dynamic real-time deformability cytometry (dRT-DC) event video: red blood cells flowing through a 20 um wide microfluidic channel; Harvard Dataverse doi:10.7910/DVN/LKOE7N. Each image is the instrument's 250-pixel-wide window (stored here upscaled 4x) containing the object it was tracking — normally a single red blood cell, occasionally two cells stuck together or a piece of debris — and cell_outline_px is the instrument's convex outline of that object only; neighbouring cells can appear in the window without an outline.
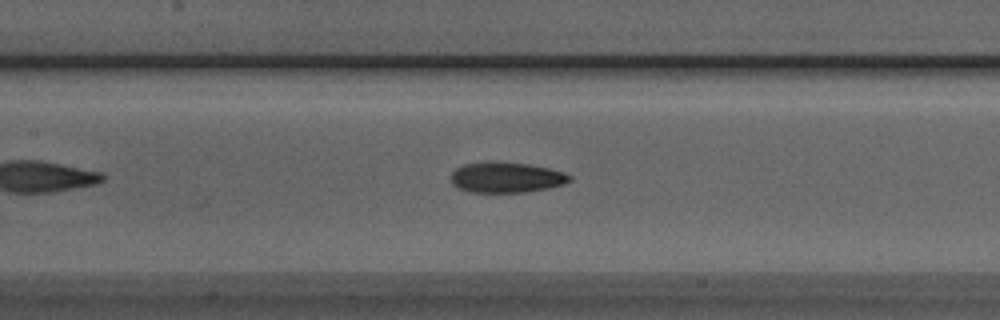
{"species": "Egyptian fruit bat (a non-hibernating species)", "species_latin": "Rousettus aegyptiacus", "temperature_condition": "room temperature", "stored_images_in_passage": 41, "camera_frame_rate_fps": 3000, "um_per_image_px": 0.085, "animal": {"sex": "male"}, "frame": {"image": 1, "passage_image": 14, "time_ms": 4.333, "image_size_px": [1000, 320], "cell_outline_px": [[572, 180], [564, 184], [548, 188], [524, 192], [472, 192], [456, 188], [452, 184], [452, 172], [456, 168], [464, 164], [528, 164], [548, 168], [564, 172], [572, 176]], "centroid_in_image_um": [43.07, 15.12], "position_along_channel_um": 164.3, "area_um2": 20.4}}
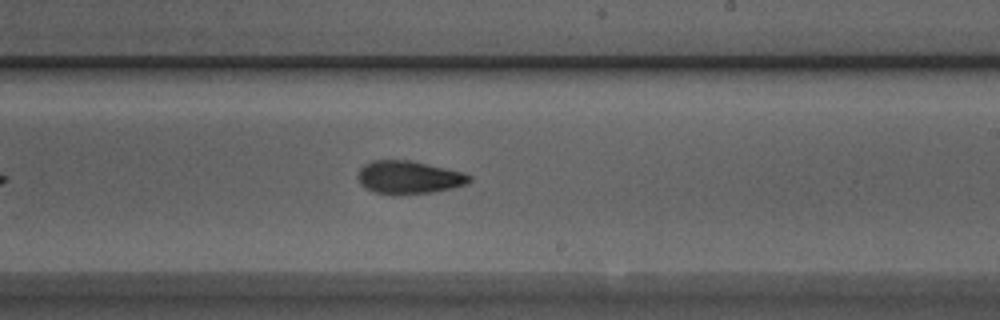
{"frame": {"image": 2, "passage_image": 21, "time_ms": 6.667, "image_size_px": [1000, 320], "cell_outline_px": [[472, 180], [464, 184], [452, 188], [432, 192], [396, 196], [392, 196], [372, 192], [364, 188], [360, 184], [356, 176], [360, 168], [364, 164], [372, 160], [412, 160], [464, 172], [472, 176]], "centroid_in_image_um": [34.7, 15.09], "position_along_channel_um": 254.3, "area_um2": 22.02}}
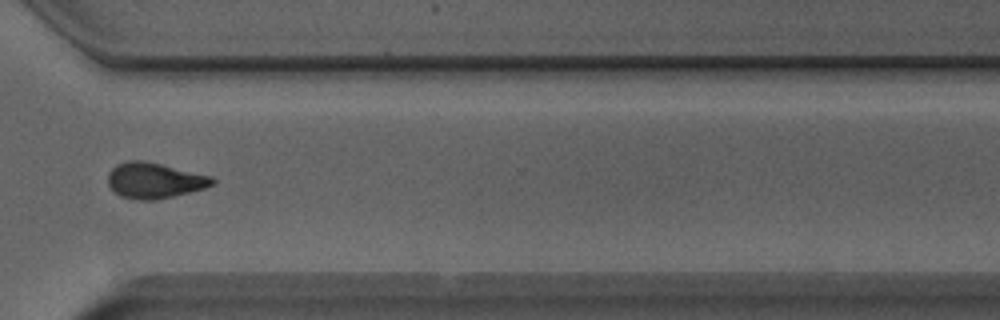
{"frame": {"image": 3, "passage_image": 29, "time_ms": 9.333, "image_size_px": [1000, 320], "cell_outline_px": [[216, 184], [204, 188], [172, 196], [152, 200], [136, 200], [120, 196], [108, 184], [108, 172], [116, 164], [124, 160], [144, 160], [212, 176], [216, 180]], "centroid_in_image_um": [13.11, 15.32], "position_along_channel_um": 357.5, "area_um2": 21.73}, "authors_computed_cell_mechanics": {"area_um2": 20.9814, "velocity_mm_per_s": 3.8725, "shape_relaxation_time_tau1_ms": 6.7463, "shape_relaxation_time_tau2_ms": 4.2258, "deformation_change_tau1": 0.1696, "deformation_change_tau2": 0.1139}}